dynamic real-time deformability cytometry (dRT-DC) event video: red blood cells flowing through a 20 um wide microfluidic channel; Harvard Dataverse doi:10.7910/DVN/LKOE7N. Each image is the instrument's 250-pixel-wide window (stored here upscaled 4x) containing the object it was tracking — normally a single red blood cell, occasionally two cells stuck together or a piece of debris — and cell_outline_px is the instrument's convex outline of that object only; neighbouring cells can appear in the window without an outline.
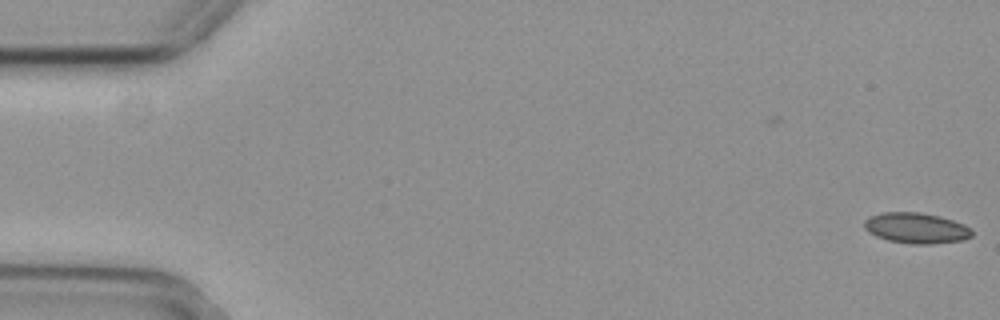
{"species": "common noctule bat (a hibernating species)", "species_latin": "Nyctalus noctula", "temperature_condition": "cold", "stored_images_in_passage": 43, "camera_frame_rate_fps": 3000, "um_per_image_px": 0.085, "animal": {"sex": "female", "body_mass_g": 29.2, "forearm_length_mm": 56.3}, "frame": {"image": 1, "passage_image": 1, "time_ms": 0.0, "image_size_px": [1000, 320], "cell_outline_px": [[972, 236], [964, 240], [932, 244], [912, 244], [888, 240], [876, 236], [868, 232], [864, 228], [864, 220], [868, 216], [884, 212], [920, 212], [940, 216], [964, 224], [972, 228]], "centroid_in_image_um": [77.88, 19.38], "position_along_channel_um": 7.1, "area_um2": 19.42}}
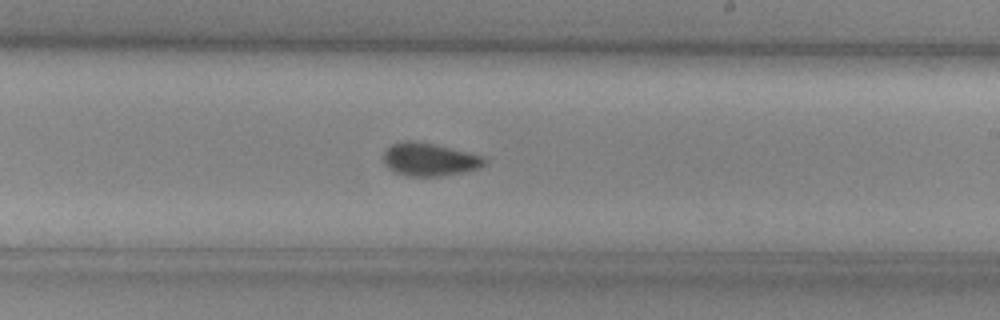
{"frame": {"image": 2, "passage_image": 32, "time_ms": 10.333, "image_size_px": [1000, 320], "cell_outline_px": [[488, 160], [480, 168], [464, 172], [440, 176], [404, 176], [392, 172], [384, 164], [380, 156], [392, 144], [404, 140], [408, 140], [432, 144], [484, 156]], "centroid_in_image_um": [36.45, 13.57], "position_along_channel_um": 252.5, "area_um2": 19.59}}
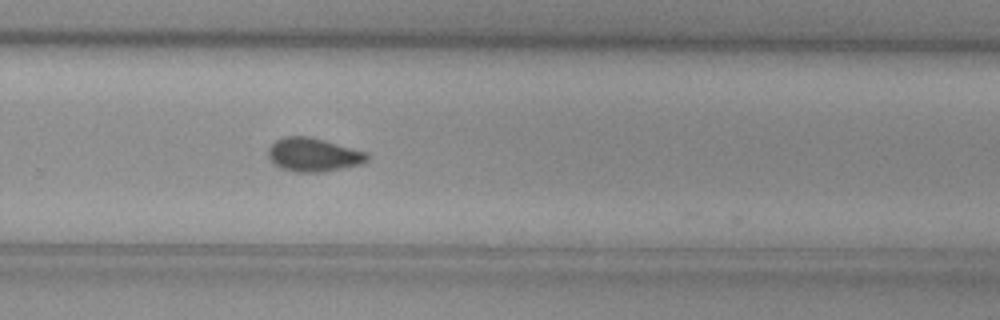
{"frame": {"image": 3, "passage_image": 36, "time_ms": 11.667, "image_size_px": [1000, 320], "cell_outline_px": [[368, 160], [364, 164], [324, 172], [292, 172], [280, 168], [272, 164], [268, 160], [268, 148], [276, 140], [284, 136], [308, 136], [324, 140], [368, 152]], "centroid_in_image_um": [26.63, 13.17], "position_along_channel_um": 303.2, "area_um2": 19.77}}